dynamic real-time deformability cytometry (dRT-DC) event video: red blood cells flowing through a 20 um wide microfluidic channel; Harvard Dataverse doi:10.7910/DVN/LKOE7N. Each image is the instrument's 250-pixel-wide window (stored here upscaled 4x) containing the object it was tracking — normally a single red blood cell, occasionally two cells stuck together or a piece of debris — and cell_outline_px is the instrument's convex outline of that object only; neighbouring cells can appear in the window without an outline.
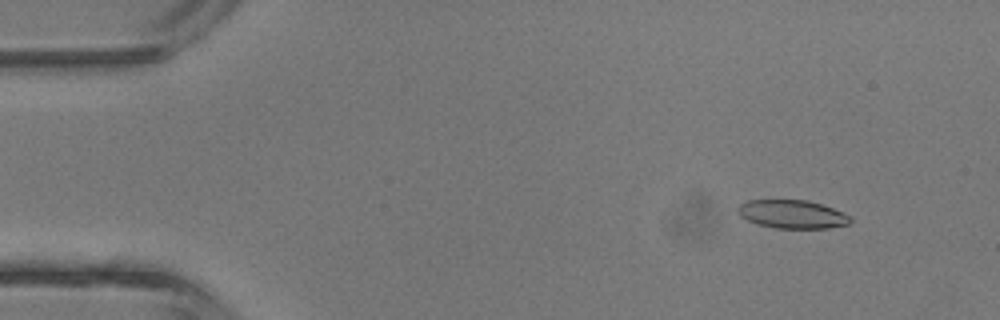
{"species": "common noctule bat (a hibernating species)", "species_latin": "Nyctalus noctula", "temperature_condition": "room temperature", "stored_images_in_passage": 42, "camera_frame_rate_fps": 3000, "um_per_image_px": 0.085, "animal": {"sex": "male", "body_mass_g": 13.3}, "frame": {"image": 1, "passage_image": 3, "time_ms": 0.667, "image_size_px": [1000, 320], "cell_outline_px": [[852, 220], [848, 224], [828, 228], [776, 228], [756, 224], [740, 216], [736, 208], [740, 204], [748, 200], [808, 200], [832, 208], [852, 216]], "centroid_in_image_um": [67.33, 18.21], "position_along_channel_um": 17.7, "area_um2": 18.61}}
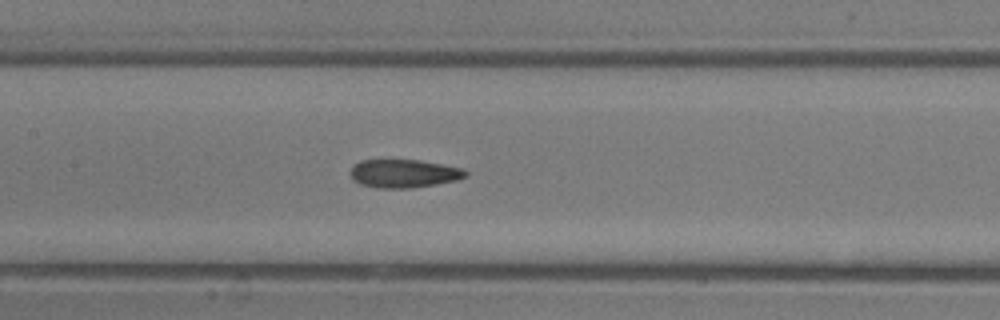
{"frame": {"image": 2, "passage_image": 19, "time_ms": 6.0, "image_size_px": [1000, 320], "cell_outline_px": [[468, 176], [456, 180], [436, 184], [408, 188], [376, 188], [360, 184], [352, 180], [348, 172], [352, 164], [360, 160], [420, 160], [460, 168], [468, 172]], "centroid_in_image_um": [34.24, 14.75], "position_along_channel_um": 173.2, "area_um2": 19.13}}
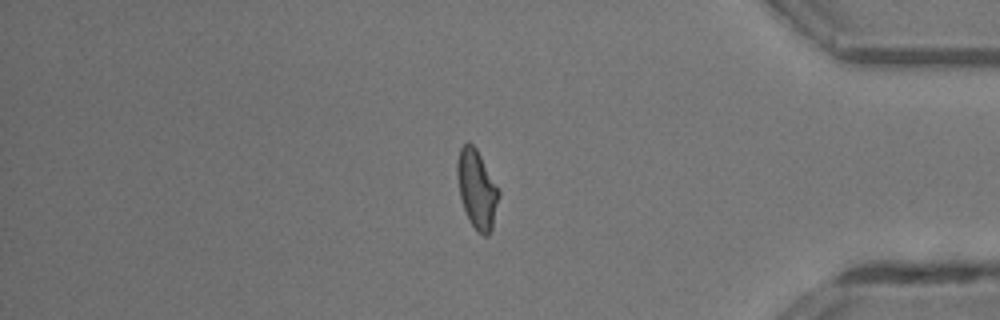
{"frame": {"image": 3, "passage_image": 35, "time_ms": 11.333, "image_size_px": [1000, 320], "cell_outline_px": [[500, 196], [492, 228], [488, 236], [484, 236], [468, 220], [460, 196], [456, 176], [456, 164], [460, 148], [468, 140], [476, 148], [500, 192]], "centroid_in_image_um": [40.52, 16.06], "position_along_channel_um": 394.7, "area_um2": 18.9}, "authors_computed_cell_mechanics": {"area_um2": 19.3052, "velocity_mm_per_s": 4.7345, "shape_relaxation_time_tau1_ms": 7.6852, "shape_relaxation_time_tau2_ms": 1.845, "deformation_change_tau1": 0.2128, "deformation_change_tau2": 0.0955}}